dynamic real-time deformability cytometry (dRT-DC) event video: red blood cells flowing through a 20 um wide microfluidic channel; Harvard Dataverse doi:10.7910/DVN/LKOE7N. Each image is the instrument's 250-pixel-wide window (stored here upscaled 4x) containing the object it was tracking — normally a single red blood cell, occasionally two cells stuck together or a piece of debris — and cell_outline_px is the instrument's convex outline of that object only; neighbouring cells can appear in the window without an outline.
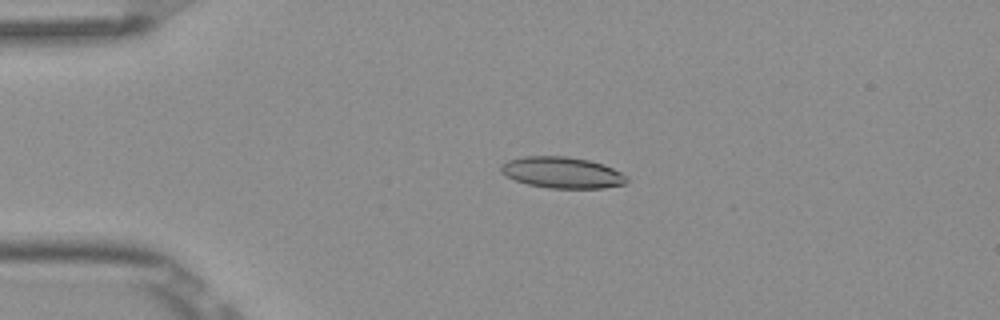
{"species": "Egyptian fruit bat (a non-hibernating species)", "species_latin": "Rousettus aegyptiacus", "temperature_condition": "room temperature", "stored_images_in_passage": 4, "camera_frame_rate_fps": 3000, "um_per_image_px": 0.085, "frame": {"image": 1, "passage_image": 3, "time_ms": 0.667, "image_size_px": [1000, 320], "cell_outline_px": [[628, 180], [624, 184], [604, 188], [548, 188], [528, 184], [516, 180], [500, 172], [500, 164], [508, 160], [524, 156], [568, 156], [588, 160], [604, 164], [628, 176]], "centroid_in_image_um": [47.78, 14.66], "position_along_channel_um": 37.2, "area_um2": 22.95}}